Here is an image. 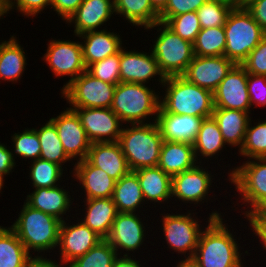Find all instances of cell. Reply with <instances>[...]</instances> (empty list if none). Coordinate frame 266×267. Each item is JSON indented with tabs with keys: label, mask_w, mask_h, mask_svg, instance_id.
Returning <instances> with one entry per match:
<instances>
[{
	"label": "cell",
	"mask_w": 266,
	"mask_h": 267,
	"mask_svg": "<svg viewBox=\"0 0 266 267\" xmlns=\"http://www.w3.org/2000/svg\"><path fill=\"white\" fill-rule=\"evenodd\" d=\"M69 173L74 182L84 193L78 197L84 199L112 198L116 180L111 178L105 171L93 166L87 159L74 164ZM82 194L84 196H82Z\"/></svg>",
	"instance_id": "obj_20"
},
{
	"label": "cell",
	"mask_w": 266,
	"mask_h": 267,
	"mask_svg": "<svg viewBox=\"0 0 266 267\" xmlns=\"http://www.w3.org/2000/svg\"><path fill=\"white\" fill-rule=\"evenodd\" d=\"M0 142V173L7 177L16 168V160L13 159L11 146ZM9 146V147H8Z\"/></svg>",
	"instance_id": "obj_50"
},
{
	"label": "cell",
	"mask_w": 266,
	"mask_h": 267,
	"mask_svg": "<svg viewBox=\"0 0 266 267\" xmlns=\"http://www.w3.org/2000/svg\"><path fill=\"white\" fill-rule=\"evenodd\" d=\"M151 87V84L126 82L116 85L111 109L124 124L156 122L161 92Z\"/></svg>",
	"instance_id": "obj_3"
},
{
	"label": "cell",
	"mask_w": 266,
	"mask_h": 267,
	"mask_svg": "<svg viewBox=\"0 0 266 267\" xmlns=\"http://www.w3.org/2000/svg\"><path fill=\"white\" fill-rule=\"evenodd\" d=\"M249 225H247L252 230V234H255L256 240H259L260 248L265 250L266 253V215H246L244 217Z\"/></svg>",
	"instance_id": "obj_48"
},
{
	"label": "cell",
	"mask_w": 266,
	"mask_h": 267,
	"mask_svg": "<svg viewBox=\"0 0 266 267\" xmlns=\"http://www.w3.org/2000/svg\"><path fill=\"white\" fill-rule=\"evenodd\" d=\"M257 120L250 119L243 144L237 153L244 160L266 158V119Z\"/></svg>",
	"instance_id": "obj_37"
},
{
	"label": "cell",
	"mask_w": 266,
	"mask_h": 267,
	"mask_svg": "<svg viewBox=\"0 0 266 267\" xmlns=\"http://www.w3.org/2000/svg\"><path fill=\"white\" fill-rule=\"evenodd\" d=\"M33 257L7 225L0 233V267H27Z\"/></svg>",
	"instance_id": "obj_34"
},
{
	"label": "cell",
	"mask_w": 266,
	"mask_h": 267,
	"mask_svg": "<svg viewBox=\"0 0 266 267\" xmlns=\"http://www.w3.org/2000/svg\"><path fill=\"white\" fill-rule=\"evenodd\" d=\"M114 0H83L66 24L74 28L75 38L89 31L108 28L106 22L115 16ZM105 26V27H102Z\"/></svg>",
	"instance_id": "obj_21"
},
{
	"label": "cell",
	"mask_w": 266,
	"mask_h": 267,
	"mask_svg": "<svg viewBox=\"0 0 266 267\" xmlns=\"http://www.w3.org/2000/svg\"><path fill=\"white\" fill-rule=\"evenodd\" d=\"M21 132H13V135L11 134L10 142L13 145V150H11L13 159L15 160L17 157H20L21 161L25 159V161L27 159L33 161L40 158L41 144L34 127H27Z\"/></svg>",
	"instance_id": "obj_40"
},
{
	"label": "cell",
	"mask_w": 266,
	"mask_h": 267,
	"mask_svg": "<svg viewBox=\"0 0 266 267\" xmlns=\"http://www.w3.org/2000/svg\"><path fill=\"white\" fill-rule=\"evenodd\" d=\"M241 66L248 74L266 75V35L249 53Z\"/></svg>",
	"instance_id": "obj_44"
},
{
	"label": "cell",
	"mask_w": 266,
	"mask_h": 267,
	"mask_svg": "<svg viewBox=\"0 0 266 267\" xmlns=\"http://www.w3.org/2000/svg\"><path fill=\"white\" fill-rule=\"evenodd\" d=\"M57 258L47 257H33L27 267H69L68 264H64L60 261H56Z\"/></svg>",
	"instance_id": "obj_52"
},
{
	"label": "cell",
	"mask_w": 266,
	"mask_h": 267,
	"mask_svg": "<svg viewBox=\"0 0 266 267\" xmlns=\"http://www.w3.org/2000/svg\"><path fill=\"white\" fill-rule=\"evenodd\" d=\"M204 119L191 115L167 113L160 106L156 124L163 141L185 142L193 145Z\"/></svg>",
	"instance_id": "obj_23"
},
{
	"label": "cell",
	"mask_w": 266,
	"mask_h": 267,
	"mask_svg": "<svg viewBox=\"0 0 266 267\" xmlns=\"http://www.w3.org/2000/svg\"><path fill=\"white\" fill-rule=\"evenodd\" d=\"M83 0H51V11H55L58 18L66 22L68 18L78 9Z\"/></svg>",
	"instance_id": "obj_49"
},
{
	"label": "cell",
	"mask_w": 266,
	"mask_h": 267,
	"mask_svg": "<svg viewBox=\"0 0 266 267\" xmlns=\"http://www.w3.org/2000/svg\"><path fill=\"white\" fill-rule=\"evenodd\" d=\"M115 14L136 29H145L159 22V14L150 0H114Z\"/></svg>",
	"instance_id": "obj_33"
},
{
	"label": "cell",
	"mask_w": 266,
	"mask_h": 267,
	"mask_svg": "<svg viewBox=\"0 0 266 267\" xmlns=\"http://www.w3.org/2000/svg\"><path fill=\"white\" fill-rule=\"evenodd\" d=\"M51 8V0H11V4L8 10V14L19 13L22 16L28 18L37 17L38 14L44 13L43 10ZM12 11V12H11ZM42 12V13H41Z\"/></svg>",
	"instance_id": "obj_46"
},
{
	"label": "cell",
	"mask_w": 266,
	"mask_h": 267,
	"mask_svg": "<svg viewBox=\"0 0 266 267\" xmlns=\"http://www.w3.org/2000/svg\"><path fill=\"white\" fill-rule=\"evenodd\" d=\"M82 202L81 220L102 239H106L111 231L112 224L119 213L112 198L80 199Z\"/></svg>",
	"instance_id": "obj_26"
},
{
	"label": "cell",
	"mask_w": 266,
	"mask_h": 267,
	"mask_svg": "<svg viewBox=\"0 0 266 267\" xmlns=\"http://www.w3.org/2000/svg\"><path fill=\"white\" fill-rule=\"evenodd\" d=\"M252 112H243L240 110L214 108L212 117L217 122L219 130L223 136L226 145L236 148L238 151L244 141L246 129L248 127Z\"/></svg>",
	"instance_id": "obj_29"
},
{
	"label": "cell",
	"mask_w": 266,
	"mask_h": 267,
	"mask_svg": "<svg viewBox=\"0 0 266 267\" xmlns=\"http://www.w3.org/2000/svg\"><path fill=\"white\" fill-rule=\"evenodd\" d=\"M46 44V52L42 56V60L48 64L52 75L58 79L61 77H68V81L60 87L62 91L69 83L76 79L81 73L87 70L83 60V53L80 40L77 41L68 39H54L48 40Z\"/></svg>",
	"instance_id": "obj_12"
},
{
	"label": "cell",
	"mask_w": 266,
	"mask_h": 267,
	"mask_svg": "<svg viewBox=\"0 0 266 267\" xmlns=\"http://www.w3.org/2000/svg\"><path fill=\"white\" fill-rule=\"evenodd\" d=\"M193 47L195 56H224L226 47L224 26L201 28Z\"/></svg>",
	"instance_id": "obj_38"
},
{
	"label": "cell",
	"mask_w": 266,
	"mask_h": 267,
	"mask_svg": "<svg viewBox=\"0 0 266 267\" xmlns=\"http://www.w3.org/2000/svg\"><path fill=\"white\" fill-rule=\"evenodd\" d=\"M18 217L9 226L34 257H47L56 252L61 220L29 206L25 201ZM37 252V253H35ZM34 253V254H33ZM37 254V255H36Z\"/></svg>",
	"instance_id": "obj_2"
},
{
	"label": "cell",
	"mask_w": 266,
	"mask_h": 267,
	"mask_svg": "<svg viewBox=\"0 0 266 267\" xmlns=\"http://www.w3.org/2000/svg\"><path fill=\"white\" fill-rule=\"evenodd\" d=\"M117 251L103 239L84 255L75 258L68 264L69 267H112L118 257Z\"/></svg>",
	"instance_id": "obj_39"
},
{
	"label": "cell",
	"mask_w": 266,
	"mask_h": 267,
	"mask_svg": "<svg viewBox=\"0 0 266 267\" xmlns=\"http://www.w3.org/2000/svg\"><path fill=\"white\" fill-rule=\"evenodd\" d=\"M247 88L251 109L266 106V75L248 74ZM253 107V108H252Z\"/></svg>",
	"instance_id": "obj_47"
},
{
	"label": "cell",
	"mask_w": 266,
	"mask_h": 267,
	"mask_svg": "<svg viewBox=\"0 0 266 267\" xmlns=\"http://www.w3.org/2000/svg\"><path fill=\"white\" fill-rule=\"evenodd\" d=\"M139 261H138V260ZM136 259V256H118L116 259H115V262L113 264L112 267H145L144 265H147L146 262L144 264L142 263H139L141 262L140 258L137 257Z\"/></svg>",
	"instance_id": "obj_53"
},
{
	"label": "cell",
	"mask_w": 266,
	"mask_h": 267,
	"mask_svg": "<svg viewBox=\"0 0 266 267\" xmlns=\"http://www.w3.org/2000/svg\"><path fill=\"white\" fill-rule=\"evenodd\" d=\"M68 184L67 189L65 185L61 187V184L51 188H33L34 191L32 190V193L26 195L24 201L32 208L50 214L61 221L70 219L72 216L69 213L76 207L72 208L75 197L70 194L75 193L73 188L69 189ZM70 190L72 193L69 192Z\"/></svg>",
	"instance_id": "obj_22"
},
{
	"label": "cell",
	"mask_w": 266,
	"mask_h": 267,
	"mask_svg": "<svg viewBox=\"0 0 266 267\" xmlns=\"http://www.w3.org/2000/svg\"><path fill=\"white\" fill-rule=\"evenodd\" d=\"M246 9L251 13L253 19L266 32V0H255Z\"/></svg>",
	"instance_id": "obj_51"
},
{
	"label": "cell",
	"mask_w": 266,
	"mask_h": 267,
	"mask_svg": "<svg viewBox=\"0 0 266 267\" xmlns=\"http://www.w3.org/2000/svg\"><path fill=\"white\" fill-rule=\"evenodd\" d=\"M80 118L91 143L118 142L123 122L111 108H70Z\"/></svg>",
	"instance_id": "obj_17"
},
{
	"label": "cell",
	"mask_w": 266,
	"mask_h": 267,
	"mask_svg": "<svg viewBox=\"0 0 266 267\" xmlns=\"http://www.w3.org/2000/svg\"><path fill=\"white\" fill-rule=\"evenodd\" d=\"M143 213H141L143 219L138 213L120 212L114 219L106 240L114 247L119 256H137L135 253L139 254L141 252L139 249L141 250V247L146 246L144 242L149 241L150 235L146 227L149 229L151 225L148 227V224L144 222L146 220L144 215L146 214Z\"/></svg>",
	"instance_id": "obj_13"
},
{
	"label": "cell",
	"mask_w": 266,
	"mask_h": 267,
	"mask_svg": "<svg viewBox=\"0 0 266 267\" xmlns=\"http://www.w3.org/2000/svg\"><path fill=\"white\" fill-rule=\"evenodd\" d=\"M254 1L255 0H237L236 7L246 8L248 5H250Z\"/></svg>",
	"instance_id": "obj_58"
},
{
	"label": "cell",
	"mask_w": 266,
	"mask_h": 267,
	"mask_svg": "<svg viewBox=\"0 0 266 267\" xmlns=\"http://www.w3.org/2000/svg\"><path fill=\"white\" fill-rule=\"evenodd\" d=\"M11 0H0V20L8 15Z\"/></svg>",
	"instance_id": "obj_55"
},
{
	"label": "cell",
	"mask_w": 266,
	"mask_h": 267,
	"mask_svg": "<svg viewBox=\"0 0 266 267\" xmlns=\"http://www.w3.org/2000/svg\"><path fill=\"white\" fill-rule=\"evenodd\" d=\"M126 48L123 46L120 50V82L148 85L158 77V85L162 87L165 76L151 51L147 53L146 50L139 52L136 49L125 50Z\"/></svg>",
	"instance_id": "obj_16"
},
{
	"label": "cell",
	"mask_w": 266,
	"mask_h": 267,
	"mask_svg": "<svg viewBox=\"0 0 266 267\" xmlns=\"http://www.w3.org/2000/svg\"><path fill=\"white\" fill-rule=\"evenodd\" d=\"M169 0H150L153 9L160 14L165 8Z\"/></svg>",
	"instance_id": "obj_54"
},
{
	"label": "cell",
	"mask_w": 266,
	"mask_h": 267,
	"mask_svg": "<svg viewBox=\"0 0 266 267\" xmlns=\"http://www.w3.org/2000/svg\"><path fill=\"white\" fill-rule=\"evenodd\" d=\"M71 220L61 222L59 230V243L54 254L58 253V261L64 264H69L75 258L84 255L91 248L95 247L103 239L92 231L77 217L72 214ZM68 221V222H67ZM76 221V222H75ZM72 223V224H71Z\"/></svg>",
	"instance_id": "obj_14"
},
{
	"label": "cell",
	"mask_w": 266,
	"mask_h": 267,
	"mask_svg": "<svg viewBox=\"0 0 266 267\" xmlns=\"http://www.w3.org/2000/svg\"><path fill=\"white\" fill-rule=\"evenodd\" d=\"M139 180L146 204H153L155 209L161 204L171 208L172 202V177L162 171L158 166L145 167L133 171ZM154 202V203H153ZM169 206V207H168Z\"/></svg>",
	"instance_id": "obj_25"
},
{
	"label": "cell",
	"mask_w": 266,
	"mask_h": 267,
	"mask_svg": "<svg viewBox=\"0 0 266 267\" xmlns=\"http://www.w3.org/2000/svg\"><path fill=\"white\" fill-rule=\"evenodd\" d=\"M177 263V264H176ZM173 267H198L192 259H179Z\"/></svg>",
	"instance_id": "obj_56"
},
{
	"label": "cell",
	"mask_w": 266,
	"mask_h": 267,
	"mask_svg": "<svg viewBox=\"0 0 266 267\" xmlns=\"http://www.w3.org/2000/svg\"><path fill=\"white\" fill-rule=\"evenodd\" d=\"M7 226L0 225V233L6 228Z\"/></svg>",
	"instance_id": "obj_61"
},
{
	"label": "cell",
	"mask_w": 266,
	"mask_h": 267,
	"mask_svg": "<svg viewBox=\"0 0 266 267\" xmlns=\"http://www.w3.org/2000/svg\"><path fill=\"white\" fill-rule=\"evenodd\" d=\"M28 164H30L29 169L27 168L29 170L28 179H31L30 184L33 188H51L60 185L64 182V174H67L65 172L68 170L67 167H62L41 158L28 161Z\"/></svg>",
	"instance_id": "obj_36"
},
{
	"label": "cell",
	"mask_w": 266,
	"mask_h": 267,
	"mask_svg": "<svg viewBox=\"0 0 266 267\" xmlns=\"http://www.w3.org/2000/svg\"><path fill=\"white\" fill-rule=\"evenodd\" d=\"M228 170L226 182L232 184L239 200L233 203L234 207L241 205L240 216L245 217L266 199V158L247 159Z\"/></svg>",
	"instance_id": "obj_8"
},
{
	"label": "cell",
	"mask_w": 266,
	"mask_h": 267,
	"mask_svg": "<svg viewBox=\"0 0 266 267\" xmlns=\"http://www.w3.org/2000/svg\"><path fill=\"white\" fill-rule=\"evenodd\" d=\"M248 215H266V199Z\"/></svg>",
	"instance_id": "obj_57"
},
{
	"label": "cell",
	"mask_w": 266,
	"mask_h": 267,
	"mask_svg": "<svg viewBox=\"0 0 266 267\" xmlns=\"http://www.w3.org/2000/svg\"><path fill=\"white\" fill-rule=\"evenodd\" d=\"M5 179H6V177L4 176V175H2L1 173H0V193L2 194V190H3V188L5 187L4 186V182H5ZM1 196V195H0Z\"/></svg>",
	"instance_id": "obj_59"
},
{
	"label": "cell",
	"mask_w": 266,
	"mask_h": 267,
	"mask_svg": "<svg viewBox=\"0 0 266 267\" xmlns=\"http://www.w3.org/2000/svg\"><path fill=\"white\" fill-rule=\"evenodd\" d=\"M220 1L229 3L230 5H233L234 7H236V1H237V0H220Z\"/></svg>",
	"instance_id": "obj_60"
},
{
	"label": "cell",
	"mask_w": 266,
	"mask_h": 267,
	"mask_svg": "<svg viewBox=\"0 0 266 267\" xmlns=\"http://www.w3.org/2000/svg\"><path fill=\"white\" fill-rule=\"evenodd\" d=\"M112 199L120 213H141L146 203L138 177L133 171L116 181Z\"/></svg>",
	"instance_id": "obj_32"
},
{
	"label": "cell",
	"mask_w": 266,
	"mask_h": 267,
	"mask_svg": "<svg viewBox=\"0 0 266 267\" xmlns=\"http://www.w3.org/2000/svg\"><path fill=\"white\" fill-rule=\"evenodd\" d=\"M86 159L116 181L130 172L126 157L118 142L91 143Z\"/></svg>",
	"instance_id": "obj_27"
},
{
	"label": "cell",
	"mask_w": 266,
	"mask_h": 267,
	"mask_svg": "<svg viewBox=\"0 0 266 267\" xmlns=\"http://www.w3.org/2000/svg\"><path fill=\"white\" fill-rule=\"evenodd\" d=\"M226 47L224 56L235 64L241 63L261 42L266 32L246 8L233 7L224 25Z\"/></svg>",
	"instance_id": "obj_9"
},
{
	"label": "cell",
	"mask_w": 266,
	"mask_h": 267,
	"mask_svg": "<svg viewBox=\"0 0 266 267\" xmlns=\"http://www.w3.org/2000/svg\"><path fill=\"white\" fill-rule=\"evenodd\" d=\"M38 134V139L41 144L40 158L49 162L58 164L62 167L67 166L65 163H74L67 155L62 146V142L57 134V129L54 124L48 120L40 128H34ZM64 165V166H63Z\"/></svg>",
	"instance_id": "obj_35"
},
{
	"label": "cell",
	"mask_w": 266,
	"mask_h": 267,
	"mask_svg": "<svg viewBox=\"0 0 266 267\" xmlns=\"http://www.w3.org/2000/svg\"><path fill=\"white\" fill-rule=\"evenodd\" d=\"M224 217L212 219L206 227L202 230L196 251L192 260L198 267H244V257L250 256L246 250L241 252L240 248L244 250L241 242L242 239L236 237V231L229 229L232 225L228 223ZM227 224V225H226ZM235 233V235L233 234ZM236 237V238H235ZM246 254V255H245ZM243 255V256H242ZM243 260V261H242Z\"/></svg>",
	"instance_id": "obj_1"
},
{
	"label": "cell",
	"mask_w": 266,
	"mask_h": 267,
	"mask_svg": "<svg viewBox=\"0 0 266 267\" xmlns=\"http://www.w3.org/2000/svg\"><path fill=\"white\" fill-rule=\"evenodd\" d=\"M166 88V89H165ZM160 106L167 112L202 118L212 117L213 92L189 83L182 76L166 77L161 87Z\"/></svg>",
	"instance_id": "obj_4"
},
{
	"label": "cell",
	"mask_w": 266,
	"mask_h": 267,
	"mask_svg": "<svg viewBox=\"0 0 266 267\" xmlns=\"http://www.w3.org/2000/svg\"><path fill=\"white\" fill-rule=\"evenodd\" d=\"M175 34L182 39L194 43L201 30L196 12H188L170 17L165 23Z\"/></svg>",
	"instance_id": "obj_42"
},
{
	"label": "cell",
	"mask_w": 266,
	"mask_h": 267,
	"mask_svg": "<svg viewBox=\"0 0 266 267\" xmlns=\"http://www.w3.org/2000/svg\"><path fill=\"white\" fill-rule=\"evenodd\" d=\"M87 71L103 82L117 85L120 83V51L101 61L92 63Z\"/></svg>",
	"instance_id": "obj_43"
},
{
	"label": "cell",
	"mask_w": 266,
	"mask_h": 267,
	"mask_svg": "<svg viewBox=\"0 0 266 267\" xmlns=\"http://www.w3.org/2000/svg\"><path fill=\"white\" fill-rule=\"evenodd\" d=\"M57 129L66 155L75 163L87 158L91 146L77 113L66 107L49 119Z\"/></svg>",
	"instance_id": "obj_15"
},
{
	"label": "cell",
	"mask_w": 266,
	"mask_h": 267,
	"mask_svg": "<svg viewBox=\"0 0 266 267\" xmlns=\"http://www.w3.org/2000/svg\"><path fill=\"white\" fill-rule=\"evenodd\" d=\"M233 7L220 0H208L196 11L201 28L224 26Z\"/></svg>",
	"instance_id": "obj_41"
},
{
	"label": "cell",
	"mask_w": 266,
	"mask_h": 267,
	"mask_svg": "<svg viewBox=\"0 0 266 267\" xmlns=\"http://www.w3.org/2000/svg\"><path fill=\"white\" fill-rule=\"evenodd\" d=\"M19 36L10 34L8 40H0V82L20 83L23 73L29 65L27 53L20 44Z\"/></svg>",
	"instance_id": "obj_28"
},
{
	"label": "cell",
	"mask_w": 266,
	"mask_h": 267,
	"mask_svg": "<svg viewBox=\"0 0 266 267\" xmlns=\"http://www.w3.org/2000/svg\"><path fill=\"white\" fill-rule=\"evenodd\" d=\"M227 147L228 146H226L221 131L219 130V126L214 118H205L201 123L197 137L193 143L196 161L198 163H206L210 161L212 157V160L217 159L218 161V153L221 154V152H224L223 149H227Z\"/></svg>",
	"instance_id": "obj_31"
},
{
	"label": "cell",
	"mask_w": 266,
	"mask_h": 267,
	"mask_svg": "<svg viewBox=\"0 0 266 267\" xmlns=\"http://www.w3.org/2000/svg\"><path fill=\"white\" fill-rule=\"evenodd\" d=\"M247 79V71L236 64L214 90V108L251 112Z\"/></svg>",
	"instance_id": "obj_18"
},
{
	"label": "cell",
	"mask_w": 266,
	"mask_h": 267,
	"mask_svg": "<svg viewBox=\"0 0 266 267\" xmlns=\"http://www.w3.org/2000/svg\"><path fill=\"white\" fill-rule=\"evenodd\" d=\"M235 65L225 56H194L182 77L189 83L214 92Z\"/></svg>",
	"instance_id": "obj_19"
},
{
	"label": "cell",
	"mask_w": 266,
	"mask_h": 267,
	"mask_svg": "<svg viewBox=\"0 0 266 267\" xmlns=\"http://www.w3.org/2000/svg\"><path fill=\"white\" fill-rule=\"evenodd\" d=\"M204 164L205 163H197L188 171H184L172 177L171 200L180 202L179 207L181 208V211L182 208H184L181 207L182 203L186 205V207L188 206L187 208L193 206L197 209V206H200V204L202 205L204 202L207 204L210 200L211 202L216 200L214 196L215 193L212 194V196L210 195L211 191H213L211 190L213 187L212 183L215 181L214 172L212 175L211 170L209 172L208 166H205L204 168ZM209 197H214L213 201ZM187 204H190V206Z\"/></svg>",
	"instance_id": "obj_11"
},
{
	"label": "cell",
	"mask_w": 266,
	"mask_h": 267,
	"mask_svg": "<svg viewBox=\"0 0 266 267\" xmlns=\"http://www.w3.org/2000/svg\"><path fill=\"white\" fill-rule=\"evenodd\" d=\"M151 29L158 33L149 50L157 60L161 73L165 78L182 76L195 56L193 43L182 39L164 23H154L144 30L148 32Z\"/></svg>",
	"instance_id": "obj_7"
},
{
	"label": "cell",
	"mask_w": 266,
	"mask_h": 267,
	"mask_svg": "<svg viewBox=\"0 0 266 267\" xmlns=\"http://www.w3.org/2000/svg\"><path fill=\"white\" fill-rule=\"evenodd\" d=\"M115 87L86 70L69 83L60 96L65 98L68 108H111Z\"/></svg>",
	"instance_id": "obj_10"
},
{
	"label": "cell",
	"mask_w": 266,
	"mask_h": 267,
	"mask_svg": "<svg viewBox=\"0 0 266 267\" xmlns=\"http://www.w3.org/2000/svg\"><path fill=\"white\" fill-rule=\"evenodd\" d=\"M197 163L192 144L163 141L157 166L169 176L188 171Z\"/></svg>",
	"instance_id": "obj_30"
},
{
	"label": "cell",
	"mask_w": 266,
	"mask_h": 267,
	"mask_svg": "<svg viewBox=\"0 0 266 267\" xmlns=\"http://www.w3.org/2000/svg\"><path fill=\"white\" fill-rule=\"evenodd\" d=\"M118 143L130 171L158 165L163 138L156 122L124 124Z\"/></svg>",
	"instance_id": "obj_6"
},
{
	"label": "cell",
	"mask_w": 266,
	"mask_h": 267,
	"mask_svg": "<svg viewBox=\"0 0 266 267\" xmlns=\"http://www.w3.org/2000/svg\"><path fill=\"white\" fill-rule=\"evenodd\" d=\"M120 35L106 28L77 36L80 39L85 66L88 68L94 62L117 54L124 45Z\"/></svg>",
	"instance_id": "obj_24"
},
{
	"label": "cell",
	"mask_w": 266,
	"mask_h": 267,
	"mask_svg": "<svg viewBox=\"0 0 266 267\" xmlns=\"http://www.w3.org/2000/svg\"><path fill=\"white\" fill-rule=\"evenodd\" d=\"M184 210H186L187 212H180V214L177 213L178 211L175 212L176 214L173 212H171L170 214L165 213L162 210L163 213L161 212V214H159V217L161 219L160 221H158L162 223L159 227H162L161 231L163 232V239H165L166 241V248H168L167 250L170 249L178 255L181 254V256H178V259H180L179 257H181V260L193 258L196 247L198 245L200 234L208 224L207 222H210L212 219L225 216L221 211H214L215 209H213V211L210 212L209 215H207V221L203 218V220H205L206 222V224L203 226V224L200 223L204 221L200 220L198 216H196L198 214L197 212H194L196 211V209L187 210L186 208ZM182 255L184 257H182Z\"/></svg>",
	"instance_id": "obj_5"
},
{
	"label": "cell",
	"mask_w": 266,
	"mask_h": 267,
	"mask_svg": "<svg viewBox=\"0 0 266 267\" xmlns=\"http://www.w3.org/2000/svg\"><path fill=\"white\" fill-rule=\"evenodd\" d=\"M208 0H169L159 14V22L165 23L170 17L188 12H196Z\"/></svg>",
	"instance_id": "obj_45"
}]
</instances>
